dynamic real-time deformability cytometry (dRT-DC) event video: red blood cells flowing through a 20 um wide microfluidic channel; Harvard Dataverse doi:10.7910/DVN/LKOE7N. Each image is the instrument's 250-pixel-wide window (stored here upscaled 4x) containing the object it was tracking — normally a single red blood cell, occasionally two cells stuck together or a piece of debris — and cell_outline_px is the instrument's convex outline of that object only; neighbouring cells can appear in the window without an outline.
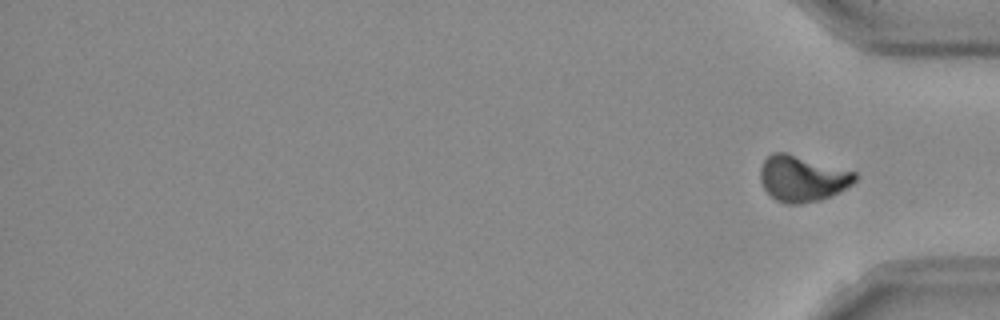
{"species": "Egyptian fruit bat (a non-hibernating species)", "species_latin": "Rousettus aegyptiacus", "temperature_condition": "room temperature", "stored_images_in_passage": 41, "camera_frame_rate_fps": 3000, "um_per_image_px": 0.085, "frame": {"image": 1, "passage_image": 41, "time_ms": 13.333, "image_size_px": [1000, 320], "cell_outline_px": [[856, 180], [852, 184], [820, 200], [800, 204], [788, 204], [776, 200], [764, 188], [760, 180], [760, 168], [764, 160], [772, 152], [784, 152], [856, 172]], "centroid_in_image_um": [68.16, 15.17], "position_along_channel_um": 367.0, "area_um2": 24.97}}